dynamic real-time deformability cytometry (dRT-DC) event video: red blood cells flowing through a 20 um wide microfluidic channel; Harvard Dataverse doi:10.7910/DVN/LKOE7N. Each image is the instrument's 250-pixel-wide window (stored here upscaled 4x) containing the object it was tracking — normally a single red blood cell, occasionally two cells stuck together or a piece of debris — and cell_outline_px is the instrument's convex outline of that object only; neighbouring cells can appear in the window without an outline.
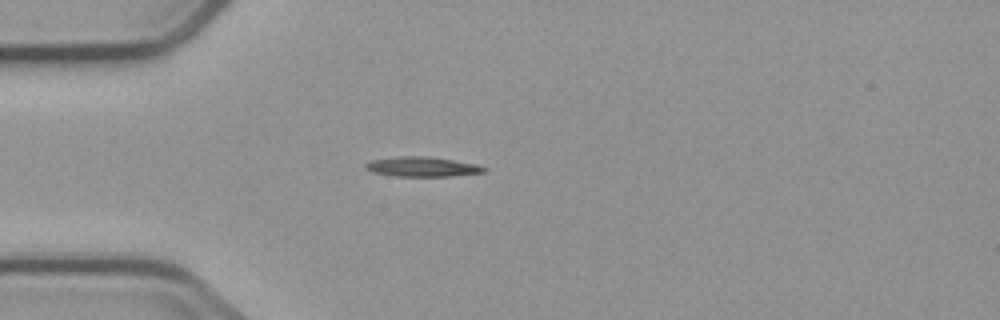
{"species": "common noctule bat (a hibernating species)", "species_latin": "Nyctalus noctula", "temperature_condition": "cold", "stored_images_in_passage": 2, "camera_frame_rate_fps": 3000, "um_per_image_px": 0.085, "animal": {"sex": "male", "body_mass_g": 23.1, "forearm_length_mm": 52.7}, "frame": {"image": 1, "passage_image": 2, "time_ms": 1.0, "image_size_px": [1000, 320], "cell_outline_px": [[488, 168], [484, 172], [452, 176], [396, 176], [372, 172], [364, 168], [364, 164], [368, 160], [396, 156], [428, 156], [476, 164]], "centroid_in_image_um": [35.83, 14.16], "position_along_channel_um": 49.2, "area_um2": 13.76}}